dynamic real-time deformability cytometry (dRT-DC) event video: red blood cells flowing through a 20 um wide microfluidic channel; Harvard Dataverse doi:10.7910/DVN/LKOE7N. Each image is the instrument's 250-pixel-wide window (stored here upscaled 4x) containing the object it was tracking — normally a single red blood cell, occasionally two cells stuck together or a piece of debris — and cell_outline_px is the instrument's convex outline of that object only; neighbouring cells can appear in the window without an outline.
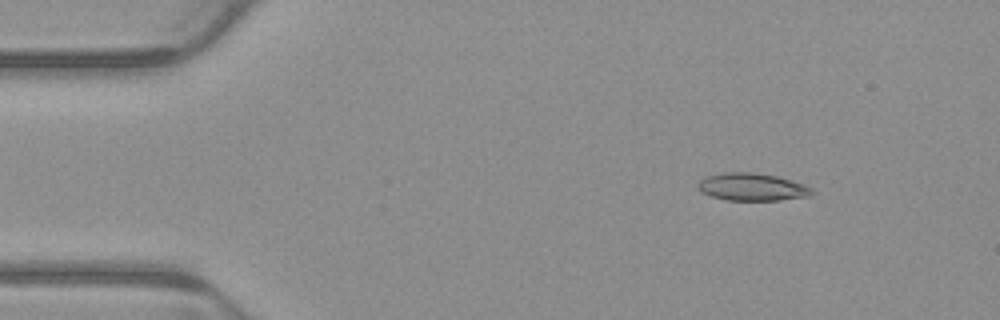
{"species": "common noctule bat (a hibernating species)", "species_latin": "Nyctalus noctula", "temperature_condition": "warm", "stored_images_in_passage": 6, "camera_frame_rate_fps": 3000, "um_per_image_px": 0.085, "animal": {"sex": "male", "body_mass_g": 23.1, "forearm_length_mm": 52.7}, "frame": {"image": 1, "passage_image": 1, "time_ms": 0.0, "image_size_px": [1000, 320], "cell_outline_px": [[816, 192], [808, 196], [780, 200], [724, 200], [700, 192], [700, 180], [708, 176], [724, 172], [756, 172], [776, 176], [804, 184], [812, 188]], "centroid_in_image_um": [63.96, 15.89], "position_along_channel_um": 21.0, "area_um2": 18.21}}
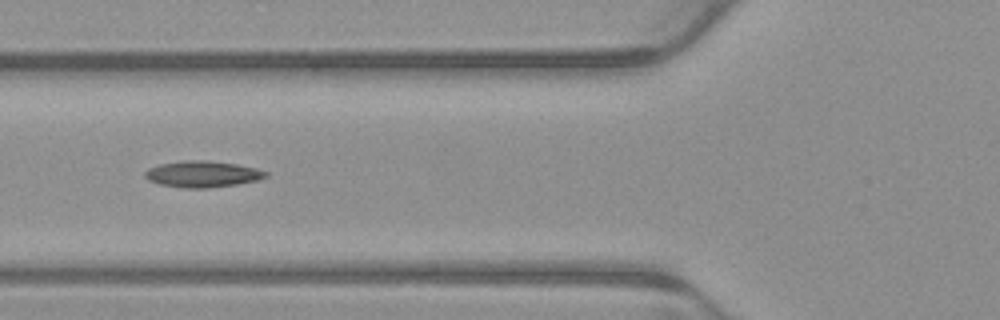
{"frame": {"image": 2, "passage_image": 4, "time_ms": 1.0, "image_size_px": [1000, 320], "cell_outline_px": [[268, 176], [256, 180], [236, 184], [208, 188], [184, 188], [160, 184], [148, 180], [144, 176], [144, 172], [148, 168], [160, 164], [184, 160], [208, 160], [236, 164], [256, 168], [268, 172]], "centroid_in_image_um": [17.19, 14.79], "position_along_channel_um": 108.6, "area_um2": 18.5}}
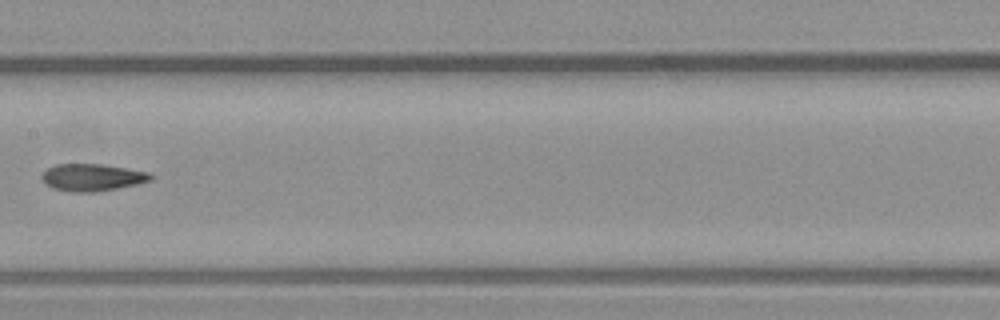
{"frame": {"image": 3, "passage_image": 6, "time_ms": 1.667, "image_size_px": [1000, 320], "cell_outline_px": [[152, 180], [136, 184], [116, 188], [92, 192], [72, 192], [52, 188], [40, 176], [48, 168], [56, 164], [100, 164], [148, 172], [152, 176]], "centroid_in_image_um": [7.82, 15.08], "position_along_channel_um": 199.6, "area_um2": 16.88}}